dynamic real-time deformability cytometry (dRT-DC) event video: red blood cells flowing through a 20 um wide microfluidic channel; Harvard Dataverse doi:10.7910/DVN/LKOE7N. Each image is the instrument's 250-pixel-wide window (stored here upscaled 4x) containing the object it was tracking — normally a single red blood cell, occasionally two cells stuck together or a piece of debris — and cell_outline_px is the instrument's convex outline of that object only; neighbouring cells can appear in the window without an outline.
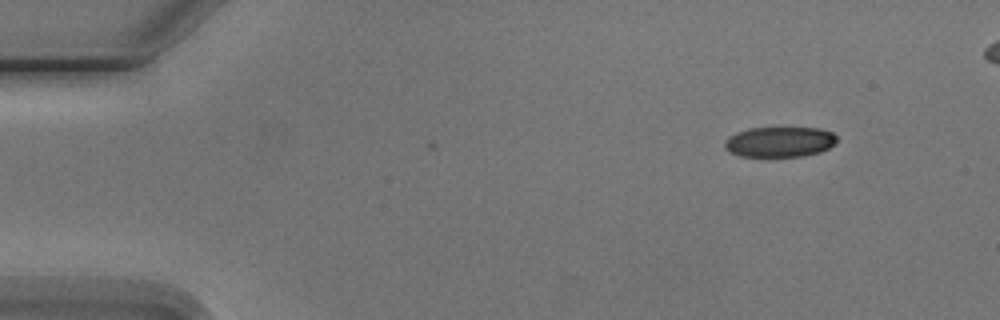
{"species": "Egyptian fruit bat (a non-hibernating species)", "species_latin": "Rousettus aegyptiacus", "temperature_condition": "cold", "stored_images_in_passage": 3, "camera_frame_rate_fps": 3000, "um_per_image_px": 0.085, "animal": {"sex": "male"}, "frame": {"image": 1, "passage_image": 3, "time_ms": 3.0, "image_size_px": [1000, 320], "cell_outline_px": [[836, 140], [828, 148], [820, 152], [804, 156], [740, 156], [728, 152], [724, 148], [724, 140], [728, 136], [736, 132], [748, 128], [820, 128], [832, 132], [836, 136]], "centroid_in_image_um": [66.21, 12.05], "position_along_channel_um": 18.8, "area_um2": 19.88}}